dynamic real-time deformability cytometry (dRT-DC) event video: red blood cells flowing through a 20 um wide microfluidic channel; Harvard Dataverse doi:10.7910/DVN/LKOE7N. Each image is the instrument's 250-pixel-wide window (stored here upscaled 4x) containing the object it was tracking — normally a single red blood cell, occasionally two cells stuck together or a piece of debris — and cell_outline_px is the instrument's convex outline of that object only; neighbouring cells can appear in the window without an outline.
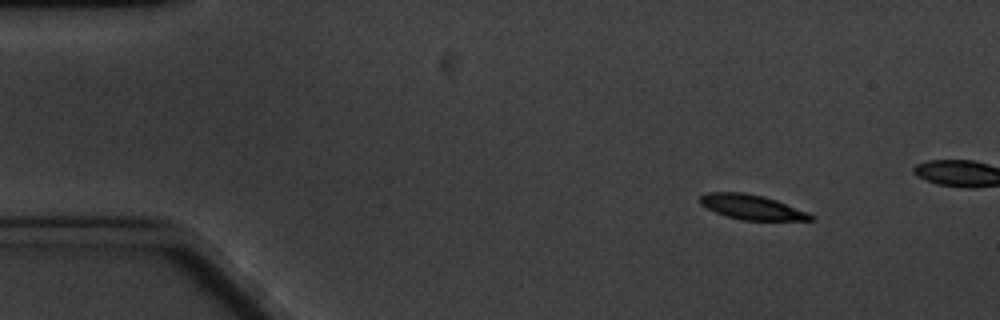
{"species": "common noctule bat (a hibernating species)", "species_latin": "Nyctalus noctula", "temperature_condition": "cold", "stored_images_in_passage": 4, "camera_frame_rate_fps": 3000, "um_per_image_px": 0.085, "animal": {"sex": "male", "body_mass_g": 20.1, "forearm_length_mm": 53.5}, "frame": {"image": 1, "passage_image": 2, "time_ms": 1.333, "image_size_px": [1000, 320], "cell_outline_px": [[816, 220], [740, 220], [716, 212], [700, 204], [700, 196], [708, 192], [744, 192], [764, 196], [776, 200], [808, 212], [816, 216]], "centroid_in_image_um": [63.94, 17.6], "position_along_channel_um": 21.1, "area_um2": 15.95}}